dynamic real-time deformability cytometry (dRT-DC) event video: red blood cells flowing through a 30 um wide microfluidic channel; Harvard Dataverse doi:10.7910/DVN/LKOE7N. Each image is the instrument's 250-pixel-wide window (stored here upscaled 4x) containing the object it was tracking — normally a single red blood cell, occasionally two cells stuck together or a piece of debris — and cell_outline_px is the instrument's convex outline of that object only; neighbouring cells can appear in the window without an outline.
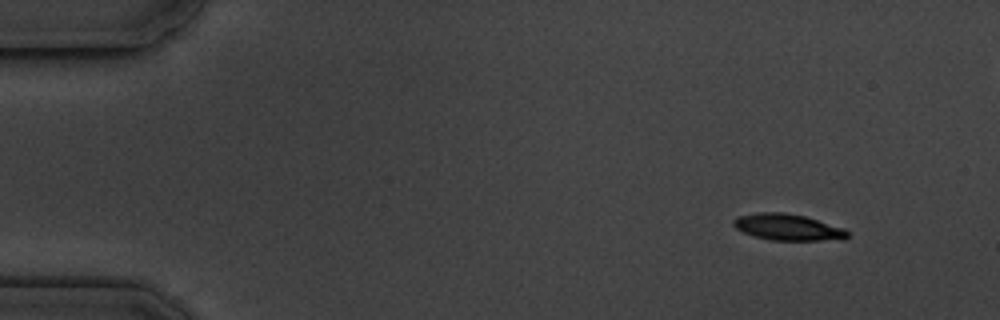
{"species": "common noctule bat (a hibernating species)", "species_latin": "Nyctalus noctula", "temperature_condition": "cold", "stored_images_in_passage": 5, "camera_frame_rate_fps": 3000, "um_per_image_px": 0.085, "animal": {"sex": "male", "body_mass_g": 19.5, "forearm_length_mm": 54.6}, "frame": {"image": 1, "passage_image": 1, "time_ms": 0.0, "image_size_px": [1000, 320], "cell_outline_px": [[848, 236], [844, 240], [772, 240], [756, 236], [744, 232], [736, 228], [732, 224], [732, 220], [736, 216], [760, 212], [784, 212], [804, 216], [844, 228], [848, 232]], "centroid_in_image_um": [66.96, 19.3], "position_along_channel_um": 18.0, "area_um2": 17.46}}